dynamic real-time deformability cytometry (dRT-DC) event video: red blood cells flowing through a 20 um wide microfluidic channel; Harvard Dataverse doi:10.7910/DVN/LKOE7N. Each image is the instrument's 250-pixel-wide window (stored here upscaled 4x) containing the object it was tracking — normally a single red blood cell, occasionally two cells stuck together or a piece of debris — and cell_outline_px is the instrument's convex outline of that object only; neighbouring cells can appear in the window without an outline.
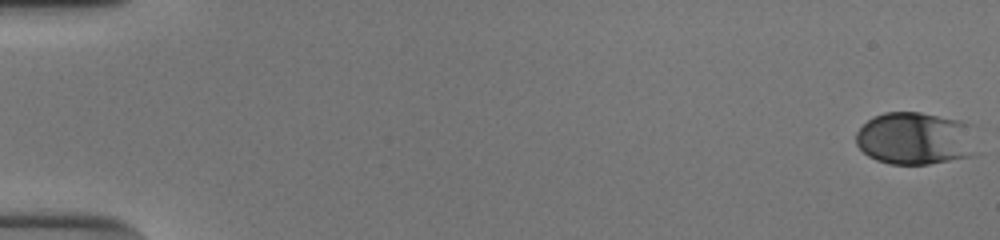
{"species": "human", "species_latin": "Homo sapiens", "temperature_condition": "cold", "stored_images_in_passage": 54, "camera_frame_rate_fps": 3000, "um_per_image_px": 0.085, "donor": {"sex": "male"}, "frame": {"image": 1, "passage_image": 1, "time_ms": 0.0, "image_size_px": [1000, 240], "cell_outline_px": [[980, 152], [976, 156], [928, 164], [888, 164], [876, 160], [868, 156], [856, 144], [856, 132], [872, 116], [884, 112], [920, 112], [960, 120], [972, 124]], "centroid_in_image_um": [77.89, 11.78], "position_along_channel_um": 7.1, "area_um2": 38.09}}
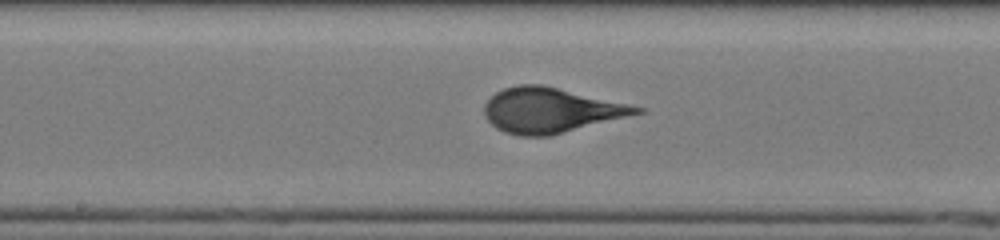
{"frame": {"image": 2, "passage_image": 30, "time_ms": 9.667, "image_size_px": [1000, 240], "cell_outline_px": [[644, 112], [552, 136], [520, 136], [504, 132], [496, 128], [484, 116], [484, 104], [496, 92], [504, 88], [520, 84], [540, 84], [644, 108]], "centroid_in_image_um": [46.76, 9.39], "position_along_channel_um": 201.4, "area_um2": 39.54}}
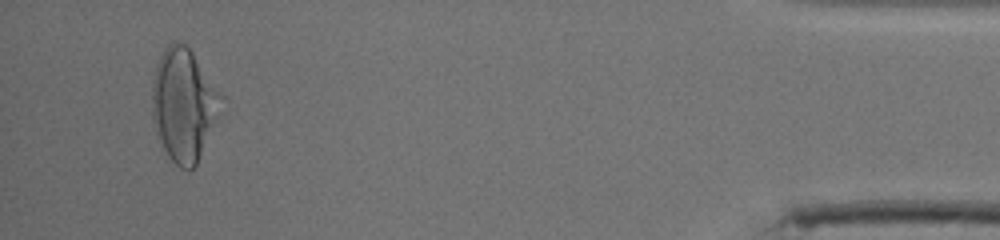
{"frame": {"image": 3, "passage_image": 52, "time_ms": 17.0, "image_size_px": [1000, 240], "cell_outline_px": [[224, 96], [216, 120], [196, 164], [188, 172], [180, 168], [168, 156], [164, 148], [152, 116], [152, 80], [156, 64], [164, 48], [172, 40], [176, 40], [184, 44], [192, 52]], "centroid_in_image_um": [15.61, 8.86], "position_along_channel_um": 419.6, "area_um2": 44.85}}